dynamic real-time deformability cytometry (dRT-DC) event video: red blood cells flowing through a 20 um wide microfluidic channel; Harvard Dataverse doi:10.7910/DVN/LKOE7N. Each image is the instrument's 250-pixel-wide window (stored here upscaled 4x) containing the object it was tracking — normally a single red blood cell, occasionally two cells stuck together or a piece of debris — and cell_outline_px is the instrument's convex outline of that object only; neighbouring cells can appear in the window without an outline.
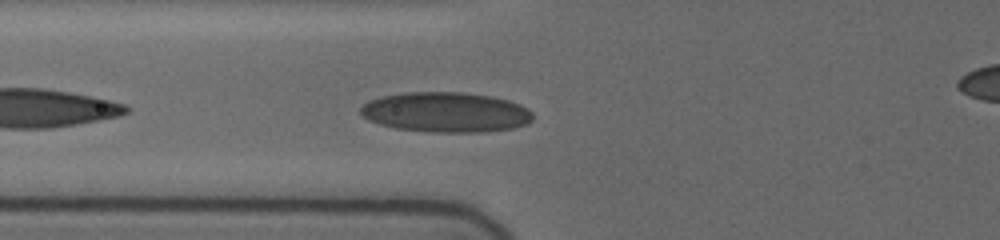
{"species": "human", "species_latin": "Homo sapiens", "temperature_condition": "cold", "stored_images_in_passage": 9, "camera_frame_rate_fps": 3000, "um_per_image_px": 0.085, "donor": {"sex": "female"}, "frame": {"image": 1, "passage_image": 3, "time_ms": 0.667, "image_size_px": [1000, 240], "cell_outline_px": [[532, 120], [524, 124], [512, 128], [480, 132], [432, 132], [396, 128], [380, 124], [368, 120], [360, 112], [360, 108], [364, 104], [380, 96], [404, 92], [464, 92], [492, 96], [508, 100], [520, 104], [528, 108], [532, 112]], "centroid_in_image_um": [37.9, 9.53], "position_along_channel_um": 87.9, "area_um2": 40.17}}
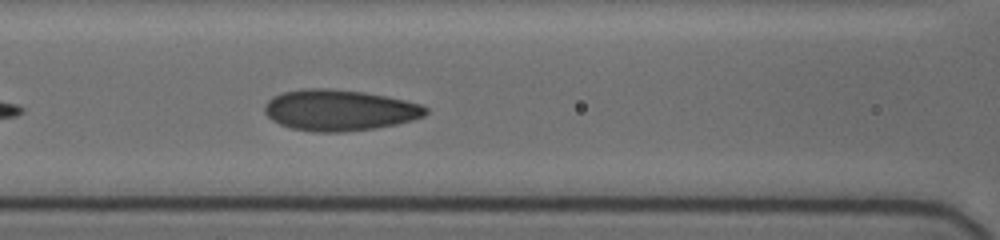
{"frame": {"image": 2, "passage_image": 6, "time_ms": 2.0, "image_size_px": [1000, 240], "cell_outline_px": [[428, 112], [424, 116], [412, 120], [396, 124], [376, 128], [340, 132], [312, 132], [292, 128], [280, 124], [272, 120], [264, 112], [264, 104], [272, 96], [284, 92], [304, 88], [328, 88], [364, 92], [404, 100], [420, 104], [428, 108]], "centroid_in_image_um": [28.83, 9.36], "position_along_channel_um": 137.8, "area_um2": 38.55}}
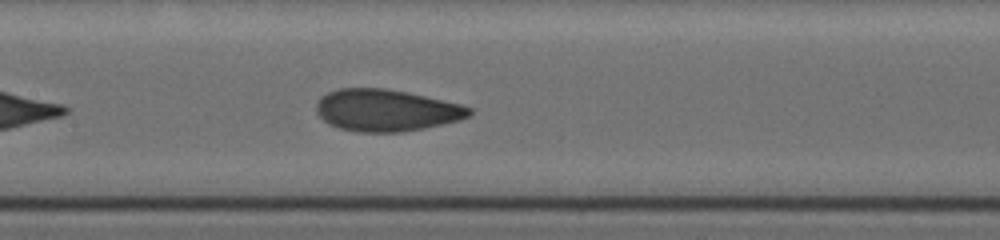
{"frame": {"image": 3, "passage_image": 9, "time_ms": 3.0, "image_size_px": [1000, 240], "cell_outline_px": [[472, 112], [468, 116], [460, 120], [424, 128], [400, 132], [360, 132], [340, 128], [328, 124], [316, 112], [316, 104], [320, 96], [328, 92], [340, 88], [384, 88], [408, 92], [460, 104], [472, 108]], "centroid_in_image_um": [32.81, 9.37], "position_along_channel_um": 174.6, "area_um2": 37.28}}